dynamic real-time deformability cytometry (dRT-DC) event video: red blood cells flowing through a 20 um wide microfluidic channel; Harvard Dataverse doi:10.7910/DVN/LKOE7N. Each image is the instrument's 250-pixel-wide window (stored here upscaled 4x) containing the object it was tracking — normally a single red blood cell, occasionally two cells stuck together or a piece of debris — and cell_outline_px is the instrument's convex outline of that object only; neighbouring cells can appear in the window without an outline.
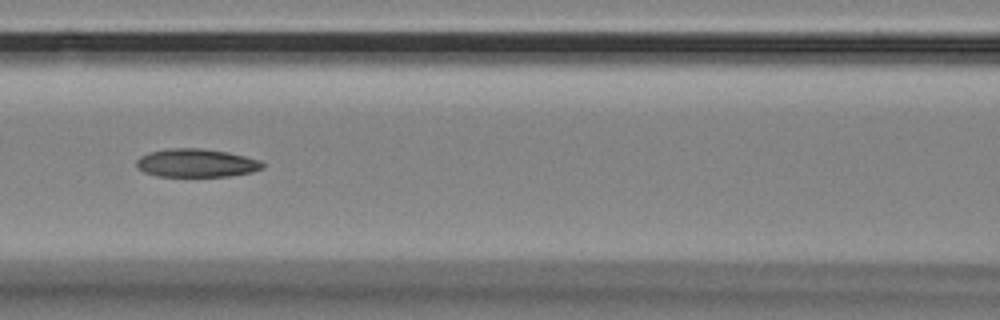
{"species": "Egyptian fruit bat (a non-hibernating species)", "species_latin": "Rousettus aegyptiacus", "temperature_condition": "room temperature", "stored_images_in_passage": 21, "camera_frame_rate_fps": 3000, "um_per_image_px": 0.085, "animal": {"sex": "female"}, "frame": {"image": 1, "passage_image": 10, "time_ms": 3.0, "image_size_px": [1000, 320], "cell_outline_px": [[264, 168], [252, 172], [228, 176], [156, 176], [144, 172], [136, 164], [136, 160], [140, 156], [148, 152], [168, 148], [200, 148], [228, 152], [260, 160], [264, 164]], "centroid_in_image_um": [16.69, 13.85], "position_along_channel_um": 149.9, "area_um2": 20.81}}
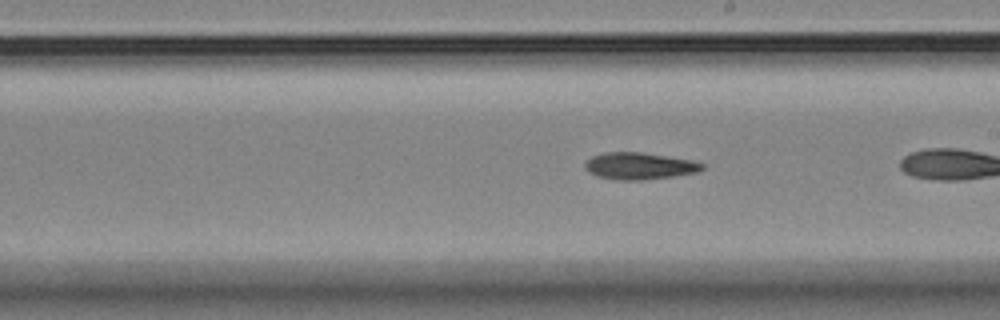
{"frame": {"image": 2, "passage_image": 15, "time_ms": 4.667, "image_size_px": [1000, 320], "cell_outline_px": [[704, 168], [696, 172], [672, 176], [640, 180], [612, 180], [596, 176], [588, 172], [584, 168], [584, 164], [592, 156], [604, 152], [640, 152], [688, 160], [704, 164]], "centroid_in_image_um": [54.25, 14.12], "position_along_channel_um": 234.7, "area_um2": 18.15}}